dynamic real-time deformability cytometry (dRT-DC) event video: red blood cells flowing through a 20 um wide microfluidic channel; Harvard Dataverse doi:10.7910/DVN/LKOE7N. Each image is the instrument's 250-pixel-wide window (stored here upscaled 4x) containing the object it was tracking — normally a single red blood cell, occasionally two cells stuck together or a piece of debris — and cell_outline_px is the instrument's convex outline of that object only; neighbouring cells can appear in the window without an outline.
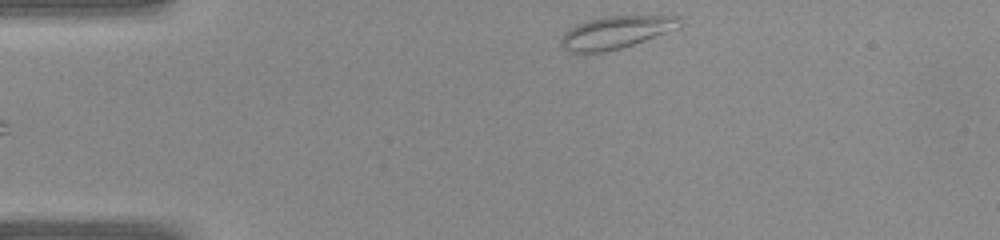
{"species": "common noctule bat (a hibernating species)", "species_latin": "Nyctalus noctula", "temperature_condition": "warm", "stored_images_in_passage": 34, "camera_frame_rate_fps": 3000, "um_per_image_px": 0.085, "animal": {"sex": "female", "body_mass_g": 22.0, "forearm_length_mm": 56.7}, "frame": {"image": 1, "passage_image": 1, "time_ms": 0.0, "image_size_px": [1000, 240], "cell_outline_px": [[680, 28], [620, 48], [604, 52], [572, 52], [564, 48], [560, 44], [560, 40], [576, 24], [588, 20], [604, 16], [676, 16], [680, 20]], "centroid_in_image_um": [52.37, 2.74], "position_along_channel_um": 32.6, "area_um2": 21.96}}
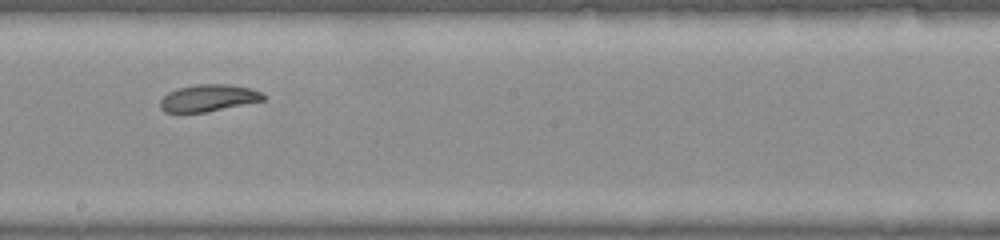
{"frame": {"image": 2, "passage_image": 16, "time_ms": 5.0, "image_size_px": [1000, 240], "cell_outline_px": [[264, 100], [204, 112], [164, 112], [160, 108], [160, 100], [168, 92], [176, 88], [196, 84], [228, 84], [252, 88], [260, 92], [264, 96]], "centroid_in_image_um": [17.68, 8.31], "position_along_channel_um": 230.5, "area_um2": 16.07}}
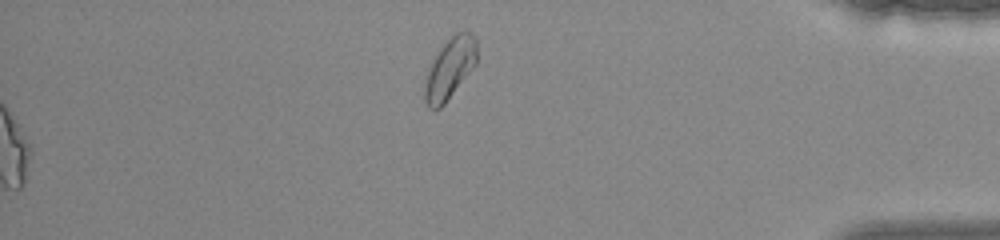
{"frame": {"image": 3, "passage_image": 28, "time_ms": 9.0, "image_size_px": [1000, 240], "cell_outline_px": [[476, 64], [444, 104], [440, 108], [428, 108], [424, 100], [424, 84], [428, 72], [440, 48], [456, 32], [472, 32], [476, 36]], "centroid_in_image_um": [38.25, 5.82], "position_along_channel_um": 397.0, "area_um2": 18.09}}